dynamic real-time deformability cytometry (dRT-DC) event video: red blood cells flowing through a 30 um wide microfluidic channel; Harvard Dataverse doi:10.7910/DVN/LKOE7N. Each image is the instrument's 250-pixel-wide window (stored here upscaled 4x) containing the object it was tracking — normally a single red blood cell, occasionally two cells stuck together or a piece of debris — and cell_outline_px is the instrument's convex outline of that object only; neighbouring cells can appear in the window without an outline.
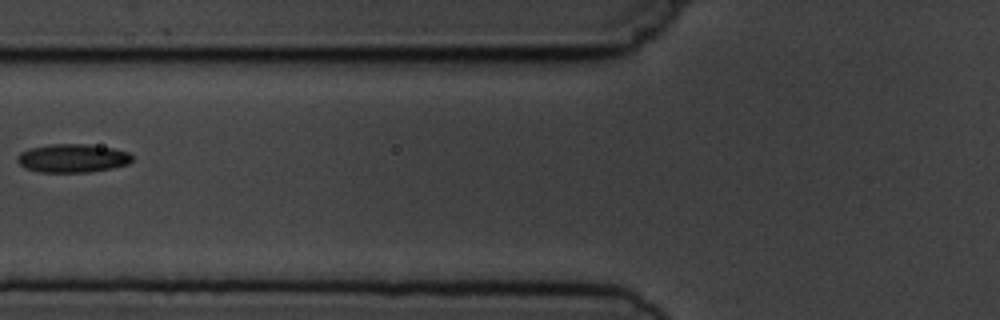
{"species": "common noctule bat (a hibernating species)", "species_latin": "Nyctalus noctula", "temperature_condition": "cold", "stored_images_in_passage": 6, "camera_frame_rate_fps": 3000, "um_per_image_px": 0.085, "animal": {"sex": "male", "body_mass_g": 19.5, "forearm_length_mm": 54.6}, "frame": {"image": 1, "passage_image": 4, "time_ms": 4.667, "image_size_px": [1000, 320], "cell_outline_px": [[132, 160], [128, 164], [112, 168], [88, 172], [40, 172], [24, 168], [16, 160], [16, 156], [20, 152], [28, 148], [52, 144], [88, 144], [112, 148], [128, 152], [132, 156]], "centroid_in_image_um": [6.13, 13.44], "position_along_channel_um": 119.7, "area_um2": 19.13}}
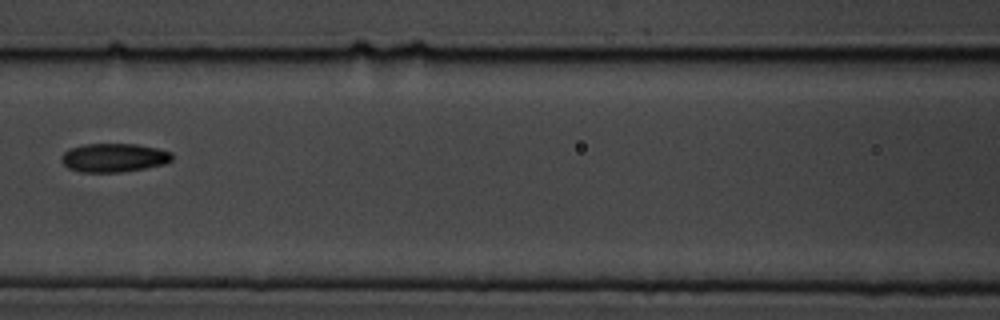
{"frame": {"image": 2, "passage_image": 5, "time_ms": 5.667, "image_size_px": [1000, 320], "cell_outline_px": [[172, 160], [164, 164], [144, 168], [120, 172], [80, 172], [68, 168], [60, 160], [64, 152], [68, 148], [84, 144], [136, 144], [156, 148], [172, 152]], "centroid_in_image_um": [9.65, 13.4], "position_along_channel_um": 156.9, "area_um2": 18.5}}
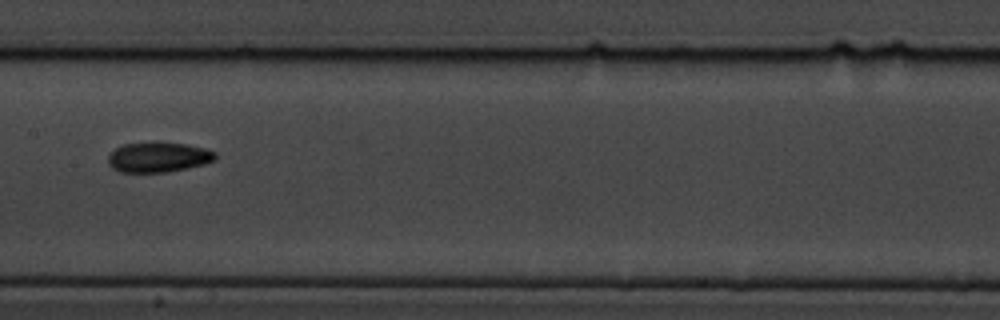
{"frame": {"image": 3, "passage_image": 6, "time_ms": 6.667, "image_size_px": [1000, 320], "cell_outline_px": [[216, 156], [212, 160], [204, 164], [188, 168], [168, 172], [120, 172], [112, 168], [108, 164], [108, 156], [116, 148], [124, 144], [156, 140], [184, 144], [204, 148], [216, 152]], "centroid_in_image_um": [13.43, 13.34], "position_along_channel_um": 194.0, "area_um2": 19.07}}